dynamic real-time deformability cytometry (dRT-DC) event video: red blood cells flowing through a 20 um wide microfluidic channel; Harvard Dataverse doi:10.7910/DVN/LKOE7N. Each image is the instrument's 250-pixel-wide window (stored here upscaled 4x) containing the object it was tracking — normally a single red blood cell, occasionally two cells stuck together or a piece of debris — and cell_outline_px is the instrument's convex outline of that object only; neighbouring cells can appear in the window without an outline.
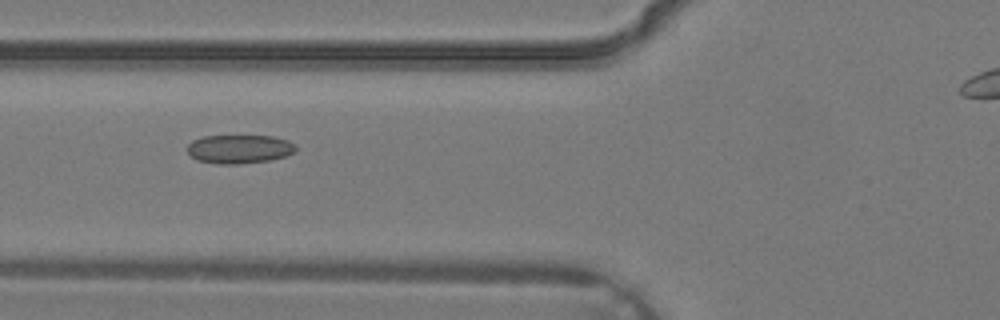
{"species": "common noctule bat (a hibernating species)", "species_latin": "Nyctalus noctula", "temperature_condition": "warm", "stored_images_in_passage": 2, "camera_frame_rate_fps": 3000, "um_per_image_px": 0.085, "animal": {"sex": "male", "body_mass_g": 19.2, "forearm_length_mm": 51.8}, "frame": {"image": 1, "passage_image": 2, "time_ms": 0.333, "image_size_px": [1000, 320], "cell_outline_px": [[296, 152], [284, 156], [268, 160], [236, 164], [216, 164], [196, 160], [188, 152], [188, 144], [192, 140], [204, 136], [272, 136], [288, 140], [296, 144]], "centroid_in_image_um": [20.34, 12.66], "position_along_channel_um": 105.5, "area_um2": 18.15}}